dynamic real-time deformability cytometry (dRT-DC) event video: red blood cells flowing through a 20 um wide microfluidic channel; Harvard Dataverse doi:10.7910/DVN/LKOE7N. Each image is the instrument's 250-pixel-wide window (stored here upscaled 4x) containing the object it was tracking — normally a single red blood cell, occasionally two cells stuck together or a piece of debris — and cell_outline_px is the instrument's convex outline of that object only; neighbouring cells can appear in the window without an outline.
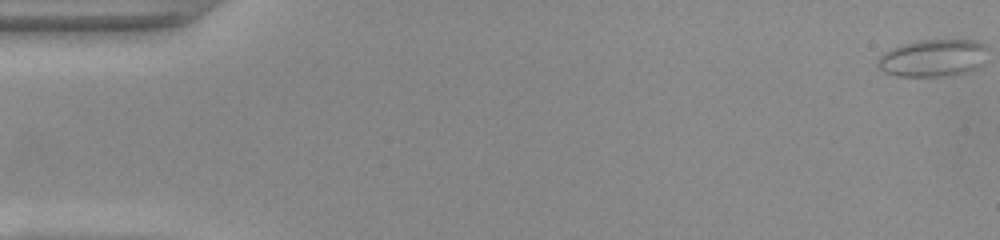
{"species": "common noctule bat (a hibernating species)", "species_latin": "Nyctalus noctula", "temperature_condition": "warm", "stored_images_in_passage": 53, "camera_frame_rate_fps": 3000, "um_per_image_px": 0.085, "animal": {"sex": "female", "body_mass_g": 22.0, "forearm_length_mm": 56.7}, "frame": {"image": 1, "passage_image": 1, "time_ms": 0.0, "image_size_px": [1000, 240], "cell_outline_px": [[980, 48], [972, 68], [956, 72], [936, 76], [900, 76], [888, 72], [880, 68], [880, 60], [888, 52], [896, 48], [908, 44], [932, 40], [968, 40], [980, 44]], "centroid_in_image_um": [79.14, 4.94], "position_along_channel_um": 5.9, "area_um2": 20.92}}
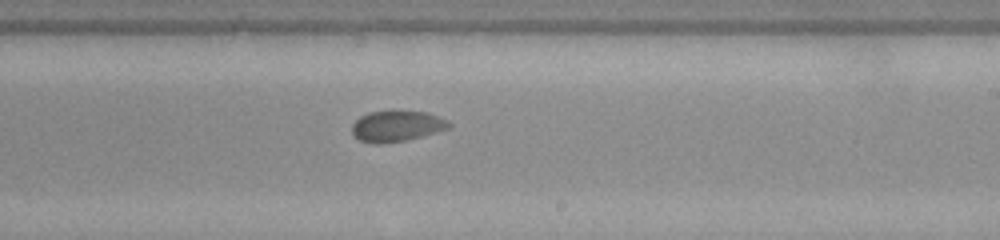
{"frame": {"image": 2, "passage_image": 32, "time_ms": 10.333, "image_size_px": [1000, 240], "cell_outline_px": [[452, 124], [448, 128], [436, 132], [404, 140], [376, 144], [360, 140], [352, 132], [352, 124], [360, 116], [368, 112], [424, 112], [448, 120]], "centroid_in_image_um": [33.7, 10.72], "position_along_channel_um": 255.3, "area_um2": 16.88}}
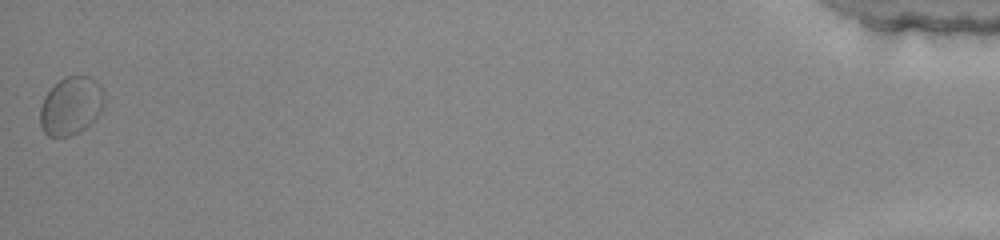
{"frame": {"image": 3, "passage_image": 53, "time_ms": 17.333, "image_size_px": [1000, 240], "cell_outline_px": [[104, 104], [100, 112], [80, 132], [68, 136], [48, 136], [44, 132], [40, 124], [40, 108], [44, 96], [64, 76], [92, 76], [100, 84], [104, 92]], "centroid_in_image_um": [6.04, 8.98], "position_along_channel_um": 429.2, "area_um2": 21.68}}